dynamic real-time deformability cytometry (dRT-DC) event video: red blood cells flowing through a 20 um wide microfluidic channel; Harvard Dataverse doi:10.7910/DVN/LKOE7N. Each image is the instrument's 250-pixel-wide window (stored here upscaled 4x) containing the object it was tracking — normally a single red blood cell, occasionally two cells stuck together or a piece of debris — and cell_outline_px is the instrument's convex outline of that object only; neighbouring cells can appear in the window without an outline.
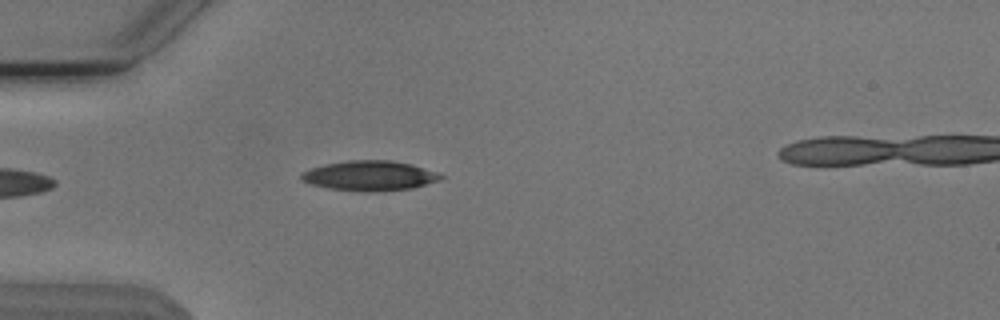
{"species": "Egyptian fruit bat (a non-hibernating species)", "species_latin": "Rousettus aegyptiacus", "temperature_condition": "cold", "stored_images_in_passage": 5, "camera_frame_rate_fps": 3000, "um_per_image_px": 0.085, "animal": {"sex": "male"}, "frame": {"image": 1, "passage_image": 1, "time_ms": 0.0, "image_size_px": [1000, 320], "cell_outline_px": [[444, 176], [440, 180], [412, 188], [376, 192], [368, 192], [328, 188], [312, 184], [300, 180], [300, 176], [304, 172], [312, 168], [324, 164], [348, 160], [392, 160], [412, 164], [436, 172]], "centroid_in_image_um": [31.43, 14.93], "position_along_channel_um": 53.6, "area_um2": 24.28}}